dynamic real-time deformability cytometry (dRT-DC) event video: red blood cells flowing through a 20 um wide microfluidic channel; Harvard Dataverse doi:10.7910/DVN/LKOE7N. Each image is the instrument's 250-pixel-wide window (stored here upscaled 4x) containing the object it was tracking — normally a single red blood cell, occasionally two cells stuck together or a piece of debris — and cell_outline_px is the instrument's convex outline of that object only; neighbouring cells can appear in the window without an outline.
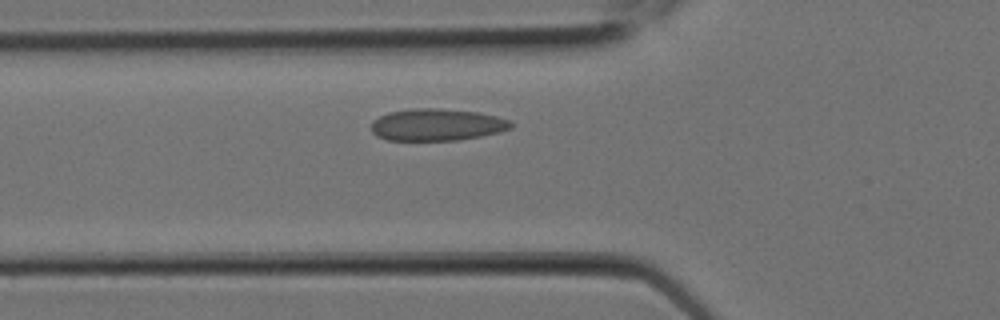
{"species": "Egyptian fruit bat (a non-hibernating species)", "species_latin": "Rousettus aegyptiacus", "temperature_condition": "room temperature", "stored_images_in_passage": 4, "camera_frame_rate_fps": 3000, "um_per_image_px": 0.085, "animal": {"sex": "female"}, "frame": {"image": 1, "passage_image": 4, "time_ms": 1.0, "image_size_px": [1000, 320], "cell_outline_px": [[512, 128], [500, 132], [460, 140], [388, 140], [376, 136], [372, 132], [372, 120], [388, 112], [412, 108], [440, 108], [476, 112], [496, 116], [508, 120], [512, 124]], "centroid_in_image_um": [37.11, 10.6], "position_along_channel_um": 88.7, "area_um2": 26.07}}